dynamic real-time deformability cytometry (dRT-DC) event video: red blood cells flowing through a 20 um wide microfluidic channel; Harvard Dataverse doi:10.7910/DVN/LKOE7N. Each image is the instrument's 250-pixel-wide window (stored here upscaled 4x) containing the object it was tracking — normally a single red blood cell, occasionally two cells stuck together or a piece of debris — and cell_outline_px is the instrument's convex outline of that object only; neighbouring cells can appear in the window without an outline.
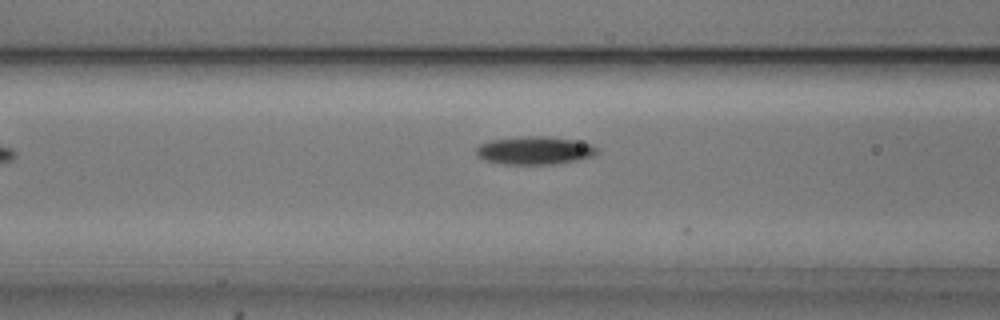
{"species": "common noctule bat (a hibernating species)", "species_latin": "Nyctalus noctula", "temperature_condition": "cold", "stored_images_in_passage": 10, "camera_frame_rate_fps": 3000, "um_per_image_px": 0.085, "animal": {"sex": "male", "body_mass_g": 20.5, "forearm_length_mm": 52.5}, "frame": {"image": 1, "passage_image": 8, "time_ms": 2.333, "image_size_px": [1000, 320], "cell_outline_px": [[596, 152], [592, 156], [576, 160], [556, 164], [504, 164], [484, 160], [476, 156], [476, 148], [480, 144], [492, 140], [524, 136], [544, 136], [576, 140], [592, 144], [596, 148]], "centroid_in_image_um": [45.42, 12.79], "position_along_channel_um": 121.2, "area_um2": 19.65}}